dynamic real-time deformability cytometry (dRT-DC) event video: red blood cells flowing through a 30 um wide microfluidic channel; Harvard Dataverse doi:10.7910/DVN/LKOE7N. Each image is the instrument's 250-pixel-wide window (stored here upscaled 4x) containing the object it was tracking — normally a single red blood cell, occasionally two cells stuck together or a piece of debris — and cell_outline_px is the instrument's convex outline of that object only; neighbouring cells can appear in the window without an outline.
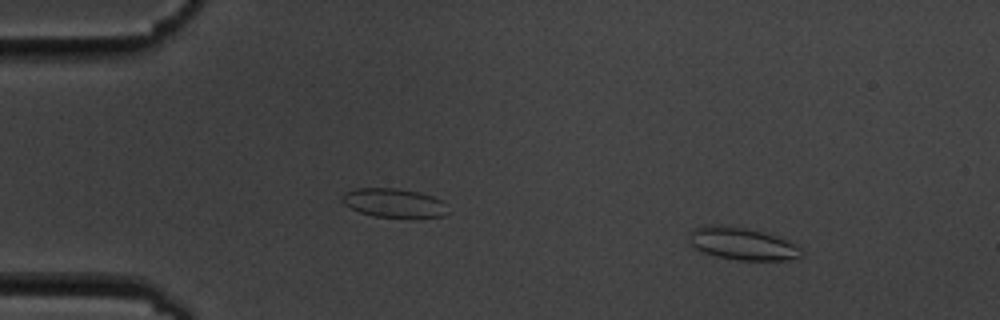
{"species": "common noctule bat (a hibernating species)", "species_latin": "Nyctalus noctula", "temperature_condition": "cold", "stored_images_in_passage": 5, "camera_frame_rate_fps": 3000, "um_per_image_px": 0.085, "animal": {"sex": "male", "body_mass_g": 19.5, "forearm_length_mm": 54.6}, "frame": {"image": 1, "passage_image": 2, "time_ms": 1.333, "image_size_px": [1000, 320], "cell_outline_px": [[800, 256], [788, 260], [736, 260], [716, 256], [704, 252], [696, 248], [688, 240], [688, 232], [692, 228], [704, 224], [720, 224], [744, 228], [764, 232], [788, 240], [800, 252]], "centroid_in_image_um": [62.98, 20.69], "position_along_channel_um": 22.0, "area_um2": 21.1}}
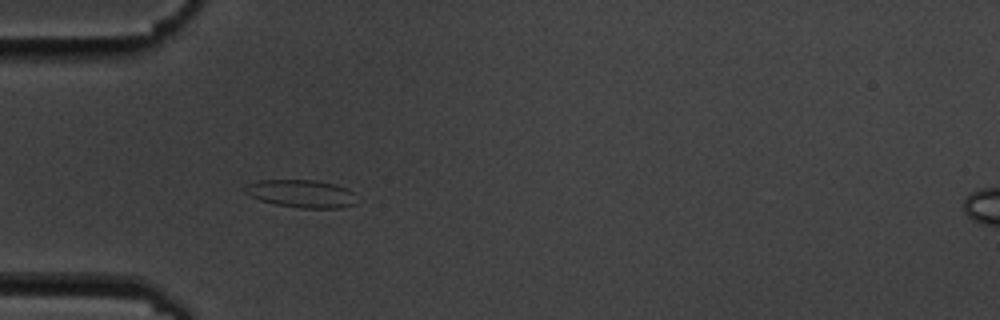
{"frame": {"image": 2, "passage_image": 5, "time_ms": 4.667, "image_size_px": [1000, 320], "cell_outline_px": [[356, 204], [340, 208], [300, 208], [276, 204], [260, 200], [248, 196], [244, 192], [244, 184], [260, 180], [316, 180], [336, 184], [348, 188], [352, 192]], "centroid_in_image_um": [25.58, 16.45], "position_along_channel_um": 59.4, "area_um2": 18.26}}